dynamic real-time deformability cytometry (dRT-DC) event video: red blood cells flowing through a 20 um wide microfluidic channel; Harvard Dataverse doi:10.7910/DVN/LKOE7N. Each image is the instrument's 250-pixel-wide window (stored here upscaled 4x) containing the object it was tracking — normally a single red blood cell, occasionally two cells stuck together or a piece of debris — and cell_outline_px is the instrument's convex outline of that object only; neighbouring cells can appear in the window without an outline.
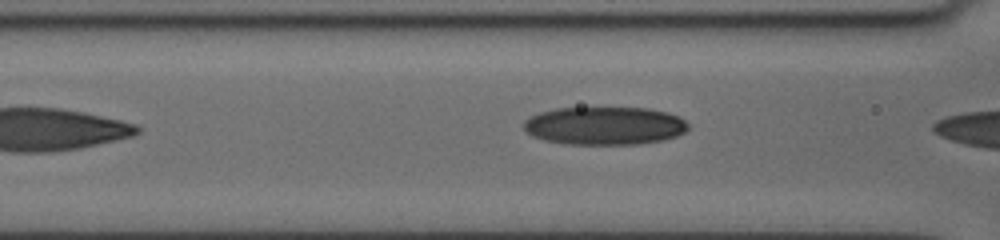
{"species": "human", "species_latin": "Homo sapiens", "temperature_condition": "cold", "stored_images_in_passage": 7, "camera_frame_rate_fps": 3000, "um_per_image_px": 0.085, "donor": {"sex": "female"}, "frame": {"image": 1, "passage_image": 5, "time_ms": 1.333, "image_size_px": [1000, 240], "cell_outline_px": [[688, 128], [684, 132], [676, 136], [660, 140], [640, 144], [564, 144], [544, 140], [532, 136], [524, 128], [524, 120], [540, 112], [556, 108], [648, 108], [668, 112], [684, 120], [688, 124]], "centroid_in_image_um": [51.38, 10.69], "position_along_channel_um": 115.2, "area_um2": 36.41}}